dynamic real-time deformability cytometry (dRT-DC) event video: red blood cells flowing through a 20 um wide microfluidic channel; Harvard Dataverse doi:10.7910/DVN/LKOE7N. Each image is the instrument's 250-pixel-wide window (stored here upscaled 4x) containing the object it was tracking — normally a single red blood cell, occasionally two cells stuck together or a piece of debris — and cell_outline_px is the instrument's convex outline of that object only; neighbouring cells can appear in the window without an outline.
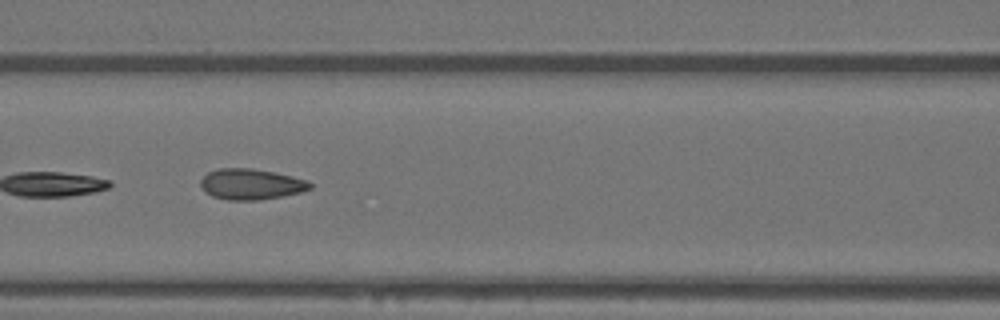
{"species": "Egyptian fruit bat (a non-hibernating species)", "species_latin": "Rousettus aegyptiacus", "temperature_condition": "warm", "stored_images_in_passage": 7, "camera_frame_rate_fps": 3000, "um_per_image_px": 0.085, "animal": {"sex": "female"}, "frame": {"image": 1, "passage_image": 6, "time_ms": 1.667, "image_size_px": [1000, 320], "cell_outline_px": [[312, 188], [300, 192], [260, 200], [228, 200], [212, 196], [200, 188], [200, 180], [208, 172], [220, 168], [252, 168], [292, 176], [308, 180], [312, 184]], "centroid_in_image_um": [21.32, 15.65], "position_along_channel_um": 145.3, "area_um2": 19.59}}
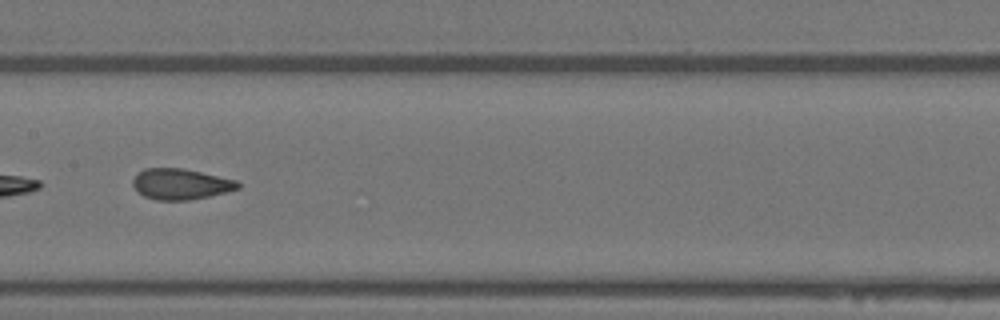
{"frame": {"image": 2, "passage_image": 7, "time_ms": 2.0, "image_size_px": [1000, 320], "cell_outline_px": [[240, 188], [208, 196], [188, 200], [156, 200], [144, 196], [132, 184], [132, 180], [136, 172], [144, 168], [184, 168], [236, 180], [240, 184]], "centroid_in_image_um": [15.32, 15.63], "position_along_channel_um": 192.1, "area_um2": 18.79}}